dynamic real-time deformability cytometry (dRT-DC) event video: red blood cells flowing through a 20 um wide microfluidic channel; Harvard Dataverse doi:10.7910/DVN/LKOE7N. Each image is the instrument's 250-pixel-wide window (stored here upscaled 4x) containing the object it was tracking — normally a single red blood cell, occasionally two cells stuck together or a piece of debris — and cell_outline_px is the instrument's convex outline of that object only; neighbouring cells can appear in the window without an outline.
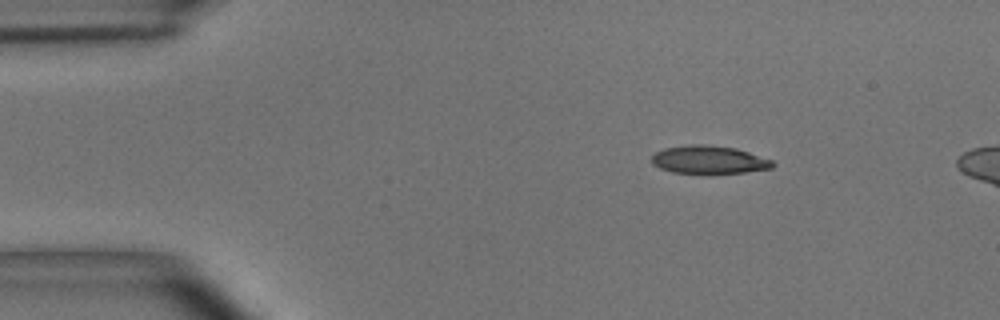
{"species": "common noctule bat (a hibernating species)", "species_latin": "Nyctalus noctula", "temperature_condition": "room temperature", "stored_images_in_passage": 7, "camera_frame_rate_fps": 3000, "um_per_image_px": 0.085, "animal": {"sex": "male", "body_mass_g": 15.6}, "frame": {"image": 1, "passage_image": 1, "time_ms": 0.0, "image_size_px": [1000, 320], "cell_outline_px": [[776, 164], [772, 168], [744, 172], [672, 172], [660, 168], [652, 164], [652, 156], [656, 152], [664, 148], [688, 144], [708, 144], [736, 148], [772, 160]], "centroid_in_image_um": [60.25, 13.55], "position_along_channel_um": 24.7, "area_um2": 19.48}}